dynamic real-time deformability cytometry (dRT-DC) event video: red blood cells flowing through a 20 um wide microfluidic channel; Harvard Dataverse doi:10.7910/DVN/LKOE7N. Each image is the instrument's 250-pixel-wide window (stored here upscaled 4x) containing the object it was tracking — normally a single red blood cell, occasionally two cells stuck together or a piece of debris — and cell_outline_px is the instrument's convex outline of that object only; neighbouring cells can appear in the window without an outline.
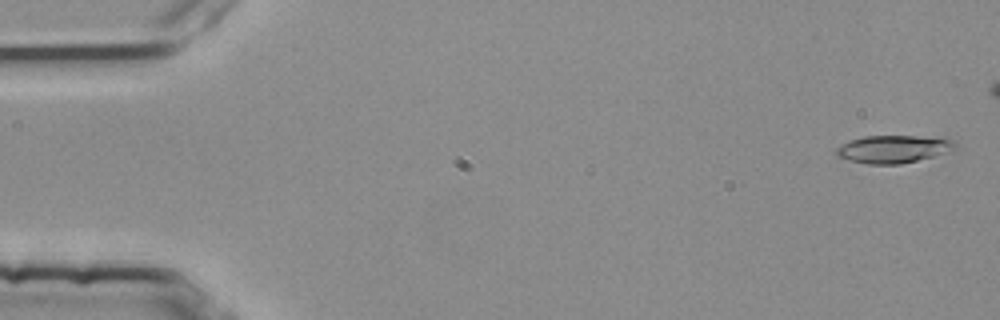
{"species": "common noctule bat (a hibernating species)", "species_latin": "Nyctalus noctula", "temperature_condition": "room temperature", "stored_images_in_passage": 49, "camera_frame_rate_fps": 3000, "um_per_image_px": 0.085, "animal": {"sex": "female", "body_mass_g": 25.1}, "frame": {"image": 1, "passage_image": 2, "time_ms": 0.333, "image_size_px": [1000, 320], "cell_outline_px": [[956, 148], [932, 156], [900, 164], [868, 164], [836, 156], [836, 148], [840, 144], [864, 136], [916, 136], [952, 140], [956, 144]], "centroid_in_image_um": [75.87, 12.67], "position_along_channel_um": 9.1, "area_um2": 18.67}}
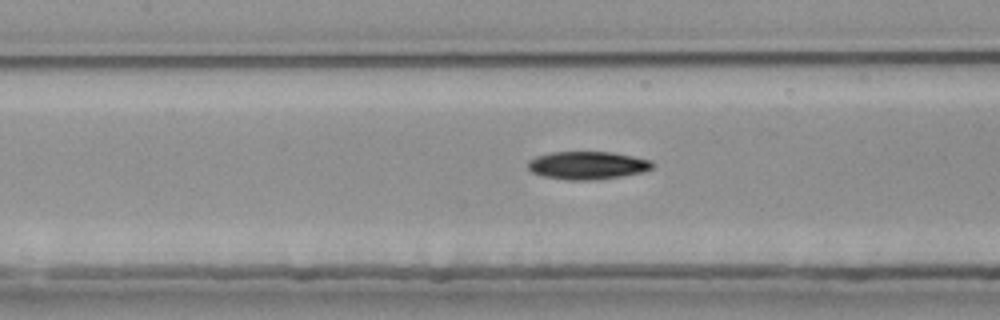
{"frame": {"image": 2, "passage_image": 25, "time_ms": 8.0, "image_size_px": [1000, 320], "cell_outline_px": [[656, 164], [652, 168], [644, 172], [620, 176], [588, 180], [568, 180], [544, 176], [532, 172], [528, 168], [528, 160], [536, 156], [552, 152], [612, 152], [652, 160]], "centroid_in_image_um": [49.95, 14.05], "position_along_channel_um": 157.4, "area_um2": 20.23}}
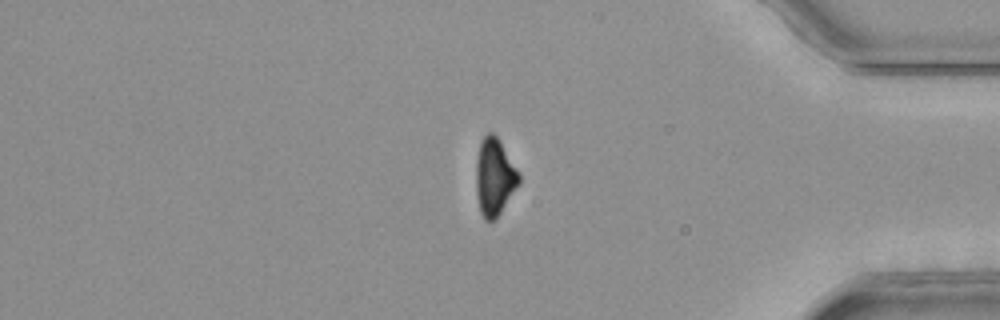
{"frame": {"image": 3, "passage_image": 46, "time_ms": 15.0, "image_size_px": [1000, 320], "cell_outline_px": [[520, 184], [496, 220], [484, 220], [480, 212], [476, 192], [476, 160], [480, 140], [488, 132], [492, 132], [500, 140], [520, 176]], "centroid_in_image_um": [42.02, 15.06], "position_along_channel_um": 393.2, "area_um2": 19.48}, "authors_computed_cell_mechanics": {"area_um2": 19.8832, "velocity_mm_per_s": 3.7883, "shape_relaxation_time_tau1_ms": 10.77, "shape_relaxation_time_tau2_ms": null, "deformation_change_tau1": 0.2682, "deformation_change_tau2": null}}